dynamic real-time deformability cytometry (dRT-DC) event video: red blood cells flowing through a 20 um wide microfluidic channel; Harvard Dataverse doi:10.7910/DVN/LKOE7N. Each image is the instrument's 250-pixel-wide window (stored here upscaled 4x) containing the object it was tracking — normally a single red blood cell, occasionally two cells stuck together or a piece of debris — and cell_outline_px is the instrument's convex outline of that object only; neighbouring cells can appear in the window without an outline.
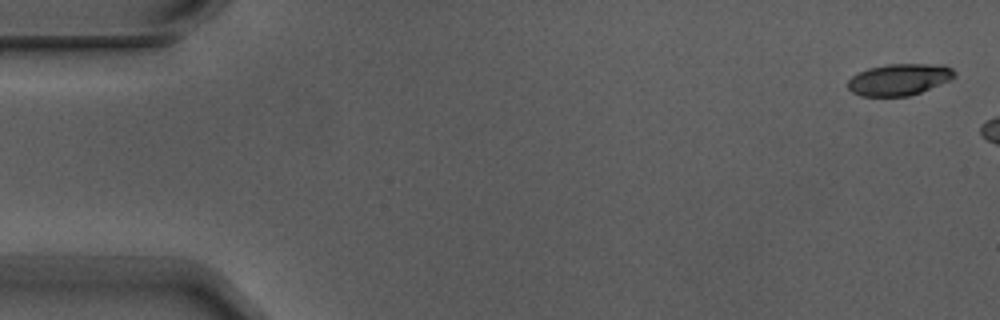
{"species": "Egyptian fruit bat (a non-hibernating species)", "species_latin": "Rousettus aegyptiacus", "temperature_condition": "warm", "stored_images_in_passage": 3, "camera_frame_rate_fps": 3000, "um_per_image_px": 0.085, "animal": {"sex": "male"}, "frame": {"image": 1, "passage_image": 1, "time_ms": 0.0, "image_size_px": [1000, 320], "cell_outline_px": [[956, 76], [948, 80], [920, 92], [908, 96], [860, 96], [852, 92], [848, 88], [848, 80], [852, 76], [868, 68], [888, 64], [944, 64], [952, 68], [956, 72]], "centroid_in_image_um": [76.43, 6.75], "position_along_channel_um": 8.6, "area_um2": 19.54}}